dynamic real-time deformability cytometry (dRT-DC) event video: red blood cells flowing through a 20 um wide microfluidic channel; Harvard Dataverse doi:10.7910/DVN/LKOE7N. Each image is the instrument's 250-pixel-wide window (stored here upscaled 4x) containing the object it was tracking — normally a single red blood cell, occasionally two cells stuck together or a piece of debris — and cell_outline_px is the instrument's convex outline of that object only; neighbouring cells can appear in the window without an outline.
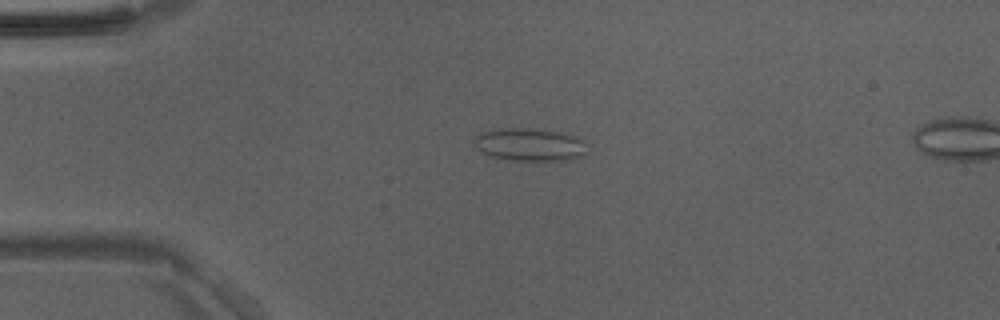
{"species": "Egyptian fruit bat (a non-hibernating species)", "species_latin": "Rousettus aegyptiacus", "temperature_condition": "room temperature", "stored_images_in_passage": 11, "camera_frame_rate_fps": 3000, "um_per_image_px": 0.085, "animal": {"sex": "male"}, "frame": {"image": 1, "passage_image": 11, "time_ms": 3.333, "image_size_px": [1000, 320], "cell_outline_px": [[588, 152], [584, 156], [544, 164], [512, 160], [492, 156], [476, 148], [472, 144], [472, 140], [480, 132], [504, 128], [528, 128], [556, 132], [572, 136], [584, 140]], "centroid_in_image_um": [45.04, 12.34], "position_along_channel_um": 40.0, "area_um2": 22.2}}